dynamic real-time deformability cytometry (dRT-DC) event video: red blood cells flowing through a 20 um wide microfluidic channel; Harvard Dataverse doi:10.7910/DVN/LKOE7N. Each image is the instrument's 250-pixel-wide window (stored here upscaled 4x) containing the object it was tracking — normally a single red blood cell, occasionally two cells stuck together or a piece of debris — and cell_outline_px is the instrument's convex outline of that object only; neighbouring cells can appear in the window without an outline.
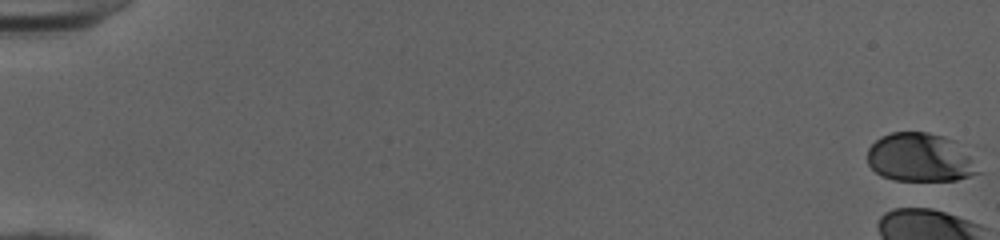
{"species": "human", "species_latin": "Homo sapiens", "temperature_condition": "cold", "stored_images_in_passage": 5, "camera_frame_rate_fps": 3000, "um_per_image_px": 0.085, "donor": {"sex": "female"}, "frame": {"image": 1, "passage_image": 1, "time_ms": 0.0, "image_size_px": [1000, 240], "cell_outline_px": [[984, 172], [956, 180], [896, 180], [880, 176], [868, 164], [868, 148], [880, 136], [892, 132], [928, 132], [944, 136], [952, 140]], "centroid_in_image_um": [78.18, 13.4], "position_along_channel_um": 6.8, "area_um2": 31.15}}